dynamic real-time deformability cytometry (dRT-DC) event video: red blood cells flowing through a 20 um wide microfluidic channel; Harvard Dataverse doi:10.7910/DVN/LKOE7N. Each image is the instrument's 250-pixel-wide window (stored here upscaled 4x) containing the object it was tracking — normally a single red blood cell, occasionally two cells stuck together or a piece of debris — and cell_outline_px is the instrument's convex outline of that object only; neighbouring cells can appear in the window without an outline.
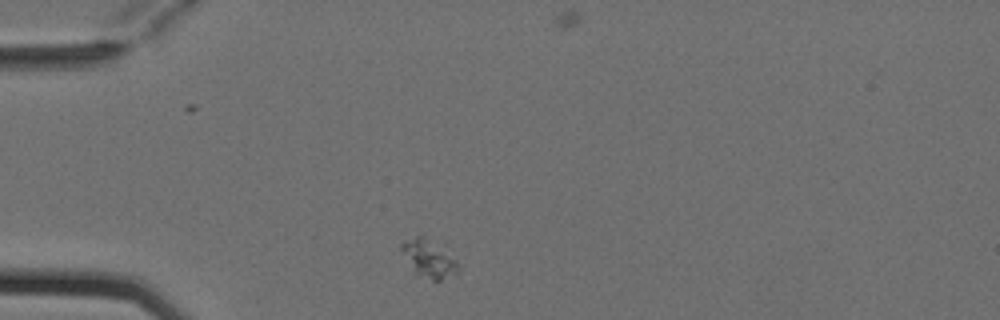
{"species": "Egyptian fruit bat (a non-hibernating species)", "species_latin": "Rousettus aegyptiacus", "temperature_condition": "cold", "stored_images_in_passage": 2, "camera_frame_rate_fps": 3000, "um_per_image_px": 0.085, "animal": {"sex": "female"}, "frame": {"image": 1, "passage_image": 1, "time_ms": 0.0, "image_size_px": [1000, 320], "cell_outline_px": [[460, 272], [440, 280], [432, 280], [412, 272], [400, 248], [400, 244], [404, 240], [420, 232], [448, 244], [460, 264]], "centroid_in_image_um": [36.53, 21.86], "position_along_channel_um": 48.5, "area_um2": 14.05}}